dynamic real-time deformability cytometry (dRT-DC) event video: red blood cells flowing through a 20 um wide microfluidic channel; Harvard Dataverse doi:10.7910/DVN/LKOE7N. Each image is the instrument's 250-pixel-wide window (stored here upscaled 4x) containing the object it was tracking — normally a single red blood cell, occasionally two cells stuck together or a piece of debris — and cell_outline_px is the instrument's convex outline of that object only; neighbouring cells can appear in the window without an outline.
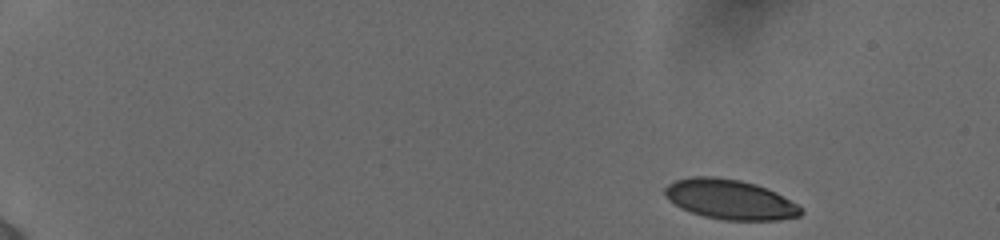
{"species": "human", "species_latin": "Homo sapiens", "temperature_condition": "cold", "stored_images_in_passage": 6, "camera_frame_rate_fps": 3000, "um_per_image_px": 0.085, "donor": {"sex": "female"}, "frame": {"image": 1, "passage_image": 1, "time_ms": 0.0, "image_size_px": [1000, 240], "cell_outline_px": [[804, 212], [800, 216], [780, 220], [724, 220], [704, 216], [692, 212], [676, 204], [664, 192], [664, 188], [668, 184], [676, 180], [692, 176], [712, 176], [740, 180], [756, 184], [776, 192], [804, 208]], "centroid_in_image_um": [62.11, 16.95], "position_along_channel_um": 22.9, "area_um2": 31.39}}
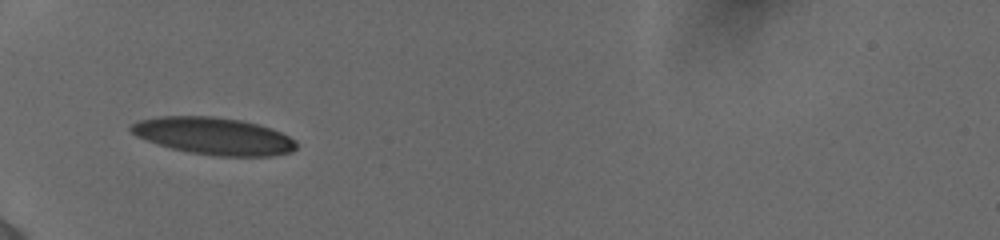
{"frame": {"image": 2, "passage_image": 5, "time_ms": 4.667, "image_size_px": [1000, 240], "cell_outline_px": [[296, 148], [292, 152], [272, 156], [220, 156], [188, 152], [172, 148], [136, 136], [128, 128], [132, 124], [140, 120], [160, 116], [212, 116], [244, 120], [260, 124], [272, 128], [296, 140]], "centroid_in_image_um": [18.21, 11.55], "position_along_channel_um": 66.8, "area_um2": 35.84}}